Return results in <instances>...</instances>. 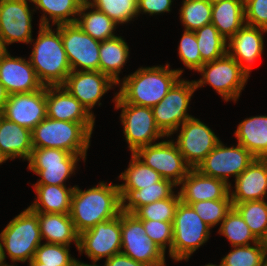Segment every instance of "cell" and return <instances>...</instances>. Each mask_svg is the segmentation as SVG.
Returning <instances> with one entry per match:
<instances>
[{
  "instance_id": "32",
  "label": "cell",
  "mask_w": 267,
  "mask_h": 266,
  "mask_svg": "<svg viewBox=\"0 0 267 266\" xmlns=\"http://www.w3.org/2000/svg\"><path fill=\"white\" fill-rule=\"evenodd\" d=\"M76 23L85 33L100 42L116 37L118 24L86 0L80 7Z\"/></svg>"
},
{
  "instance_id": "36",
  "label": "cell",
  "mask_w": 267,
  "mask_h": 266,
  "mask_svg": "<svg viewBox=\"0 0 267 266\" xmlns=\"http://www.w3.org/2000/svg\"><path fill=\"white\" fill-rule=\"evenodd\" d=\"M218 233L226 237L233 246H247L259 242L240 213L232 207L222 221Z\"/></svg>"
},
{
  "instance_id": "12",
  "label": "cell",
  "mask_w": 267,
  "mask_h": 266,
  "mask_svg": "<svg viewBox=\"0 0 267 266\" xmlns=\"http://www.w3.org/2000/svg\"><path fill=\"white\" fill-rule=\"evenodd\" d=\"M146 166L161 175L163 179L179 186L192 169L185 161L174 140H164L138 148L133 153Z\"/></svg>"
},
{
  "instance_id": "2",
  "label": "cell",
  "mask_w": 267,
  "mask_h": 266,
  "mask_svg": "<svg viewBox=\"0 0 267 266\" xmlns=\"http://www.w3.org/2000/svg\"><path fill=\"white\" fill-rule=\"evenodd\" d=\"M182 73V69H170L168 63L140 67L117 84L121 85L117 95L125 103L152 108L165 97Z\"/></svg>"
},
{
  "instance_id": "17",
  "label": "cell",
  "mask_w": 267,
  "mask_h": 266,
  "mask_svg": "<svg viewBox=\"0 0 267 266\" xmlns=\"http://www.w3.org/2000/svg\"><path fill=\"white\" fill-rule=\"evenodd\" d=\"M32 0H4L0 4V41L5 50L10 44H29L32 38V14L28 2Z\"/></svg>"
},
{
  "instance_id": "16",
  "label": "cell",
  "mask_w": 267,
  "mask_h": 266,
  "mask_svg": "<svg viewBox=\"0 0 267 266\" xmlns=\"http://www.w3.org/2000/svg\"><path fill=\"white\" fill-rule=\"evenodd\" d=\"M178 129L176 145L186 163L196 169L205 157L216 147L220 139L200 119L192 117Z\"/></svg>"
},
{
  "instance_id": "25",
  "label": "cell",
  "mask_w": 267,
  "mask_h": 266,
  "mask_svg": "<svg viewBox=\"0 0 267 266\" xmlns=\"http://www.w3.org/2000/svg\"><path fill=\"white\" fill-rule=\"evenodd\" d=\"M39 219L42 240L46 243L70 246L73 242L79 247V234L75 230L69 214L35 212Z\"/></svg>"
},
{
  "instance_id": "40",
  "label": "cell",
  "mask_w": 267,
  "mask_h": 266,
  "mask_svg": "<svg viewBox=\"0 0 267 266\" xmlns=\"http://www.w3.org/2000/svg\"><path fill=\"white\" fill-rule=\"evenodd\" d=\"M96 9L104 12L118 25L138 17L137 0H86Z\"/></svg>"
},
{
  "instance_id": "30",
  "label": "cell",
  "mask_w": 267,
  "mask_h": 266,
  "mask_svg": "<svg viewBox=\"0 0 267 266\" xmlns=\"http://www.w3.org/2000/svg\"><path fill=\"white\" fill-rule=\"evenodd\" d=\"M129 58V46L122 36L100 42L99 71L118 84L119 74Z\"/></svg>"
},
{
  "instance_id": "41",
  "label": "cell",
  "mask_w": 267,
  "mask_h": 266,
  "mask_svg": "<svg viewBox=\"0 0 267 266\" xmlns=\"http://www.w3.org/2000/svg\"><path fill=\"white\" fill-rule=\"evenodd\" d=\"M179 202V192H175L169 198L139 207L133 214L140 220L173 221Z\"/></svg>"
},
{
  "instance_id": "27",
  "label": "cell",
  "mask_w": 267,
  "mask_h": 266,
  "mask_svg": "<svg viewBox=\"0 0 267 266\" xmlns=\"http://www.w3.org/2000/svg\"><path fill=\"white\" fill-rule=\"evenodd\" d=\"M237 143L255 158L267 159V116L245 118L234 132Z\"/></svg>"
},
{
  "instance_id": "51",
  "label": "cell",
  "mask_w": 267,
  "mask_h": 266,
  "mask_svg": "<svg viewBox=\"0 0 267 266\" xmlns=\"http://www.w3.org/2000/svg\"><path fill=\"white\" fill-rule=\"evenodd\" d=\"M29 266H57V265H46L44 263H38L34 259H32L29 264Z\"/></svg>"
},
{
  "instance_id": "56",
  "label": "cell",
  "mask_w": 267,
  "mask_h": 266,
  "mask_svg": "<svg viewBox=\"0 0 267 266\" xmlns=\"http://www.w3.org/2000/svg\"><path fill=\"white\" fill-rule=\"evenodd\" d=\"M204 266H222V265H221V262H220V264H219V265L212 264V263H211V264H210V263H208V264H206V265H204Z\"/></svg>"
},
{
  "instance_id": "54",
  "label": "cell",
  "mask_w": 267,
  "mask_h": 266,
  "mask_svg": "<svg viewBox=\"0 0 267 266\" xmlns=\"http://www.w3.org/2000/svg\"><path fill=\"white\" fill-rule=\"evenodd\" d=\"M4 118H5L4 117V112L3 111H0V126H1V123H2V121H3Z\"/></svg>"
},
{
  "instance_id": "3",
  "label": "cell",
  "mask_w": 267,
  "mask_h": 266,
  "mask_svg": "<svg viewBox=\"0 0 267 266\" xmlns=\"http://www.w3.org/2000/svg\"><path fill=\"white\" fill-rule=\"evenodd\" d=\"M38 37L32 39L29 60L43 86L62 85L72 72L58 28L39 25ZM34 41V42H33Z\"/></svg>"
},
{
  "instance_id": "49",
  "label": "cell",
  "mask_w": 267,
  "mask_h": 266,
  "mask_svg": "<svg viewBox=\"0 0 267 266\" xmlns=\"http://www.w3.org/2000/svg\"><path fill=\"white\" fill-rule=\"evenodd\" d=\"M8 97V92L6 91L4 85L0 82V111H4Z\"/></svg>"
},
{
  "instance_id": "23",
  "label": "cell",
  "mask_w": 267,
  "mask_h": 266,
  "mask_svg": "<svg viewBox=\"0 0 267 266\" xmlns=\"http://www.w3.org/2000/svg\"><path fill=\"white\" fill-rule=\"evenodd\" d=\"M266 29L245 24L227 41V53L250 75L252 64L264 51Z\"/></svg>"
},
{
  "instance_id": "31",
  "label": "cell",
  "mask_w": 267,
  "mask_h": 266,
  "mask_svg": "<svg viewBox=\"0 0 267 266\" xmlns=\"http://www.w3.org/2000/svg\"><path fill=\"white\" fill-rule=\"evenodd\" d=\"M178 187L172 181L162 179L156 182V186H148L143 189H119L121 196V211L134 213L139 207L148 205L158 200L169 198Z\"/></svg>"
},
{
  "instance_id": "37",
  "label": "cell",
  "mask_w": 267,
  "mask_h": 266,
  "mask_svg": "<svg viewBox=\"0 0 267 266\" xmlns=\"http://www.w3.org/2000/svg\"><path fill=\"white\" fill-rule=\"evenodd\" d=\"M194 32L204 63L214 61L227 53V40L212 23L206 24Z\"/></svg>"
},
{
  "instance_id": "11",
  "label": "cell",
  "mask_w": 267,
  "mask_h": 266,
  "mask_svg": "<svg viewBox=\"0 0 267 266\" xmlns=\"http://www.w3.org/2000/svg\"><path fill=\"white\" fill-rule=\"evenodd\" d=\"M121 253L146 266H166V253L146 235L142 220L133 213L123 211H121Z\"/></svg>"
},
{
  "instance_id": "35",
  "label": "cell",
  "mask_w": 267,
  "mask_h": 266,
  "mask_svg": "<svg viewBox=\"0 0 267 266\" xmlns=\"http://www.w3.org/2000/svg\"><path fill=\"white\" fill-rule=\"evenodd\" d=\"M259 241L267 240V201L253 200L232 204Z\"/></svg>"
},
{
  "instance_id": "1",
  "label": "cell",
  "mask_w": 267,
  "mask_h": 266,
  "mask_svg": "<svg viewBox=\"0 0 267 266\" xmlns=\"http://www.w3.org/2000/svg\"><path fill=\"white\" fill-rule=\"evenodd\" d=\"M121 213L118 184L101 181L87 190L74 187L71 196L70 217L78 234L98 223L117 217Z\"/></svg>"
},
{
  "instance_id": "38",
  "label": "cell",
  "mask_w": 267,
  "mask_h": 266,
  "mask_svg": "<svg viewBox=\"0 0 267 266\" xmlns=\"http://www.w3.org/2000/svg\"><path fill=\"white\" fill-rule=\"evenodd\" d=\"M233 250L222 258V266H263L267 246L259 241L247 246H233Z\"/></svg>"
},
{
  "instance_id": "34",
  "label": "cell",
  "mask_w": 267,
  "mask_h": 266,
  "mask_svg": "<svg viewBox=\"0 0 267 266\" xmlns=\"http://www.w3.org/2000/svg\"><path fill=\"white\" fill-rule=\"evenodd\" d=\"M124 181L118 184L119 189H136L140 190L148 186H156V182L161 181L163 178L155 170L146 166L139 160L133 153L128 168L122 172L119 177Z\"/></svg>"
},
{
  "instance_id": "9",
  "label": "cell",
  "mask_w": 267,
  "mask_h": 266,
  "mask_svg": "<svg viewBox=\"0 0 267 266\" xmlns=\"http://www.w3.org/2000/svg\"><path fill=\"white\" fill-rule=\"evenodd\" d=\"M195 91L194 80L180 78L165 97L152 107L155 124L166 137L177 133L178 128L193 117L187 110Z\"/></svg>"
},
{
  "instance_id": "50",
  "label": "cell",
  "mask_w": 267,
  "mask_h": 266,
  "mask_svg": "<svg viewBox=\"0 0 267 266\" xmlns=\"http://www.w3.org/2000/svg\"><path fill=\"white\" fill-rule=\"evenodd\" d=\"M6 252H4L3 250V246H2V240L0 237V266H9L8 263H6Z\"/></svg>"
},
{
  "instance_id": "53",
  "label": "cell",
  "mask_w": 267,
  "mask_h": 266,
  "mask_svg": "<svg viewBox=\"0 0 267 266\" xmlns=\"http://www.w3.org/2000/svg\"><path fill=\"white\" fill-rule=\"evenodd\" d=\"M6 161H7V158L0 152V164L2 165V163Z\"/></svg>"
},
{
  "instance_id": "13",
  "label": "cell",
  "mask_w": 267,
  "mask_h": 266,
  "mask_svg": "<svg viewBox=\"0 0 267 266\" xmlns=\"http://www.w3.org/2000/svg\"><path fill=\"white\" fill-rule=\"evenodd\" d=\"M255 157L240 144L227 147L221 140L196 168L201 174L223 180L230 187V176L235 179L252 163Z\"/></svg>"
},
{
  "instance_id": "5",
  "label": "cell",
  "mask_w": 267,
  "mask_h": 266,
  "mask_svg": "<svg viewBox=\"0 0 267 266\" xmlns=\"http://www.w3.org/2000/svg\"><path fill=\"white\" fill-rule=\"evenodd\" d=\"M0 237L3 250L12 262L24 263L28 260L29 263L42 241L37 214L27 207L10 220Z\"/></svg>"
},
{
  "instance_id": "58",
  "label": "cell",
  "mask_w": 267,
  "mask_h": 266,
  "mask_svg": "<svg viewBox=\"0 0 267 266\" xmlns=\"http://www.w3.org/2000/svg\"><path fill=\"white\" fill-rule=\"evenodd\" d=\"M263 266H267V256H266V258H265V260H264V264H263Z\"/></svg>"
},
{
  "instance_id": "26",
  "label": "cell",
  "mask_w": 267,
  "mask_h": 266,
  "mask_svg": "<svg viewBox=\"0 0 267 266\" xmlns=\"http://www.w3.org/2000/svg\"><path fill=\"white\" fill-rule=\"evenodd\" d=\"M33 150L31 130L3 119L0 126V152L8 159L28 160Z\"/></svg>"
},
{
  "instance_id": "19",
  "label": "cell",
  "mask_w": 267,
  "mask_h": 266,
  "mask_svg": "<svg viewBox=\"0 0 267 266\" xmlns=\"http://www.w3.org/2000/svg\"><path fill=\"white\" fill-rule=\"evenodd\" d=\"M3 112L7 120L32 131L47 117L46 86L33 92L9 95Z\"/></svg>"
},
{
  "instance_id": "24",
  "label": "cell",
  "mask_w": 267,
  "mask_h": 266,
  "mask_svg": "<svg viewBox=\"0 0 267 266\" xmlns=\"http://www.w3.org/2000/svg\"><path fill=\"white\" fill-rule=\"evenodd\" d=\"M230 187L232 204L267 199V159L255 158Z\"/></svg>"
},
{
  "instance_id": "39",
  "label": "cell",
  "mask_w": 267,
  "mask_h": 266,
  "mask_svg": "<svg viewBox=\"0 0 267 266\" xmlns=\"http://www.w3.org/2000/svg\"><path fill=\"white\" fill-rule=\"evenodd\" d=\"M179 11L187 31H196L212 20V4L208 0H183Z\"/></svg>"
},
{
  "instance_id": "15",
  "label": "cell",
  "mask_w": 267,
  "mask_h": 266,
  "mask_svg": "<svg viewBox=\"0 0 267 266\" xmlns=\"http://www.w3.org/2000/svg\"><path fill=\"white\" fill-rule=\"evenodd\" d=\"M78 251L93 263L121 252V213L79 234Z\"/></svg>"
},
{
  "instance_id": "47",
  "label": "cell",
  "mask_w": 267,
  "mask_h": 266,
  "mask_svg": "<svg viewBox=\"0 0 267 266\" xmlns=\"http://www.w3.org/2000/svg\"><path fill=\"white\" fill-rule=\"evenodd\" d=\"M173 0H137L138 16L140 13L149 14L151 16L169 13Z\"/></svg>"
},
{
  "instance_id": "45",
  "label": "cell",
  "mask_w": 267,
  "mask_h": 266,
  "mask_svg": "<svg viewBox=\"0 0 267 266\" xmlns=\"http://www.w3.org/2000/svg\"><path fill=\"white\" fill-rule=\"evenodd\" d=\"M146 235L165 253L169 249V256L171 257V246L173 244V221H155L142 220Z\"/></svg>"
},
{
  "instance_id": "18",
  "label": "cell",
  "mask_w": 267,
  "mask_h": 266,
  "mask_svg": "<svg viewBox=\"0 0 267 266\" xmlns=\"http://www.w3.org/2000/svg\"><path fill=\"white\" fill-rule=\"evenodd\" d=\"M114 85L117 84L100 71H72L62 84L94 117L93 107L101 105L102 96Z\"/></svg>"
},
{
  "instance_id": "14",
  "label": "cell",
  "mask_w": 267,
  "mask_h": 266,
  "mask_svg": "<svg viewBox=\"0 0 267 266\" xmlns=\"http://www.w3.org/2000/svg\"><path fill=\"white\" fill-rule=\"evenodd\" d=\"M72 71H99L100 41L85 33L77 23L56 26Z\"/></svg>"
},
{
  "instance_id": "57",
  "label": "cell",
  "mask_w": 267,
  "mask_h": 266,
  "mask_svg": "<svg viewBox=\"0 0 267 266\" xmlns=\"http://www.w3.org/2000/svg\"><path fill=\"white\" fill-rule=\"evenodd\" d=\"M211 4L219 2V1H223V0H208Z\"/></svg>"
},
{
  "instance_id": "29",
  "label": "cell",
  "mask_w": 267,
  "mask_h": 266,
  "mask_svg": "<svg viewBox=\"0 0 267 266\" xmlns=\"http://www.w3.org/2000/svg\"><path fill=\"white\" fill-rule=\"evenodd\" d=\"M211 23L228 41L245 25L244 0H223L213 3Z\"/></svg>"
},
{
  "instance_id": "21",
  "label": "cell",
  "mask_w": 267,
  "mask_h": 266,
  "mask_svg": "<svg viewBox=\"0 0 267 266\" xmlns=\"http://www.w3.org/2000/svg\"><path fill=\"white\" fill-rule=\"evenodd\" d=\"M0 82L9 95L33 92L43 87L30 60L11 56L8 49L0 55Z\"/></svg>"
},
{
  "instance_id": "4",
  "label": "cell",
  "mask_w": 267,
  "mask_h": 266,
  "mask_svg": "<svg viewBox=\"0 0 267 266\" xmlns=\"http://www.w3.org/2000/svg\"><path fill=\"white\" fill-rule=\"evenodd\" d=\"M33 148H55L80 155L85 162L92 134L81 124L46 117L32 131Z\"/></svg>"
},
{
  "instance_id": "20",
  "label": "cell",
  "mask_w": 267,
  "mask_h": 266,
  "mask_svg": "<svg viewBox=\"0 0 267 266\" xmlns=\"http://www.w3.org/2000/svg\"><path fill=\"white\" fill-rule=\"evenodd\" d=\"M46 110L48 118L81 123L93 132L95 117L62 85L46 86Z\"/></svg>"
},
{
  "instance_id": "6",
  "label": "cell",
  "mask_w": 267,
  "mask_h": 266,
  "mask_svg": "<svg viewBox=\"0 0 267 266\" xmlns=\"http://www.w3.org/2000/svg\"><path fill=\"white\" fill-rule=\"evenodd\" d=\"M171 258L188 261L191 255L209 240L210 230L191 205L179 202L172 222Z\"/></svg>"
},
{
  "instance_id": "44",
  "label": "cell",
  "mask_w": 267,
  "mask_h": 266,
  "mask_svg": "<svg viewBox=\"0 0 267 266\" xmlns=\"http://www.w3.org/2000/svg\"><path fill=\"white\" fill-rule=\"evenodd\" d=\"M178 55L187 69L198 71L202 67L204 62L201 59L194 31L184 30L178 46Z\"/></svg>"
},
{
  "instance_id": "48",
  "label": "cell",
  "mask_w": 267,
  "mask_h": 266,
  "mask_svg": "<svg viewBox=\"0 0 267 266\" xmlns=\"http://www.w3.org/2000/svg\"><path fill=\"white\" fill-rule=\"evenodd\" d=\"M104 266H146L123 253H118L106 259Z\"/></svg>"
},
{
  "instance_id": "10",
  "label": "cell",
  "mask_w": 267,
  "mask_h": 266,
  "mask_svg": "<svg viewBox=\"0 0 267 266\" xmlns=\"http://www.w3.org/2000/svg\"><path fill=\"white\" fill-rule=\"evenodd\" d=\"M80 155L55 148H33L28 161V170L40 176L33 185L66 186L65 182L75 174Z\"/></svg>"
},
{
  "instance_id": "42",
  "label": "cell",
  "mask_w": 267,
  "mask_h": 266,
  "mask_svg": "<svg viewBox=\"0 0 267 266\" xmlns=\"http://www.w3.org/2000/svg\"><path fill=\"white\" fill-rule=\"evenodd\" d=\"M199 217L211 228L221 225L233 207L231 199L204 200L190 204Z\"/></svg>"
},
{
  "instance_id": "33",
  "label": "cell",
  "mask_w": 267,
  "mask_h": 266,
  "mask_svg": "<svg viewBox=\"0 0 267 266\" xmlns=\"http://www.w3.org/2000/svg\"><path fill=\"white\" fill-rule=\"evenodd\" d=\"M85 0H32L35 9L42 10L41 26L75 23L80 7ZM49 15V16H48ZM49 18V19H48ZM52 21V25L50 24Z\"/></svg>"
},
{
  "instance_id": "22",
  "label": "cell",
  "mask_w": 267,
  "mask_h": 266,
  "mask_svg": "<svg viewBox=\"0 0 267 266\" xmlns=\"http://www.w3.org/2000/svg\"><path fill=\"white\" fill-rule=\"evenodd\" d=\"M179 186L180 201L188 205L204 200L231 199L230 185L223 180L205 176L197 169H191Z\"/></svg>"
},
{
  "instance_id": "46",
  "label": "cell",
  "mask_w": 267,
  "mask_h": 266,
  "mask_svg": "<svg viewBox=\"0 0 267 266\" xmlns=\"http://www.w3.org/2000/svg\"><path fill=\"white\" fill-rule=\"evenodd\" d=\"M245 24L267 30V0H244Z\"/></svg>"
},
{
  "instance_id": "52",
  "label": "cell",
  "mask_w": 267,
  "mask_h": 266,
  "mask_svg": "<svg viewBox=\"0 0 267 266\" xmlns=\"http://www.w3.org/2000/svg\"><path fill=\"white\" fill-rule=\"evenodd\" d=\"M75 266H100V265H96V263L88 264V263H84V262L76 260Z\"/></svg>"
},
{
  "instance_id": "7",
  "label": "cell",
  "mask_w": 267,
  "mask_h": 266,
  "mask_svg": "<svg viewBox=\"0 0 267 266\" xmlns=\"http://www.w3.org/2000/svg\"><path fill=\"white\" fill-rule=\"evenodd\" d=\"M197 72L202 78L194 80L196 89L208 84L226 102L238 101L250 76L228 53L214 61L204 63Z\"/></svg>"
},
{
  "instance_id": "43",
  "label": "cell",
  "mask_w": 267,
  "mask_h": 266,
  "mask_svg": "<svg viewBox=\"0 0 267 266\" xmlns=\"http://www.w3.org/2000/svg\"><path fill=\"white\" fill-rule=\"evenodd\" d=\"M70 246L54 243H41L33 259L38 263L57 266H75L76 258L72 257Z\"/></svg>"
},
{
  "instance_id": "8",
  "label": "cell",
  "mask_w": 267,
  "mask_h": 266,
  "mask_svg": "<svg viewBox=\"0 0 267 266\" xmlns=\"http://www.w3.org/2000/svg\"><path fill=\"white\" fill-rule=\"evenodd\" d=\"M113 102L115 109H122L120 120L131 153L142 146L157 143V139L166 137L155 124L152 108L125 103L117 93Z\"/></svg>"
},
{
  "instance_id": "28",
  "label": "cell",
  "mask_w": 267,
  "mask_h": 266,
  "mask_svg": "<svg viewBox=\"0 0 267 266\" xmlns=\"http://www.w3.org/2000/svg\"><path fill=\"white\" fill-rule=\"evenodd\" d=\"M37 198L29 208L34 212L69 214L74 187L33 185Z\"/></svg>"
},
{
  "instance_id": "55",
  "label": "cell",
  "mask_w": 267,
  "mask_h": 266,
  "mask_svg": "<svg viewBox=\"0 0 267 266\" xmlns=\"http://www.w3.org/2000/svg\"><path fill=\"white\" fill-rule=\"evenodd\" d=\"M5 51V49L3 48L1 41H0V55Z\"/></svg>"
}]
</instances>
